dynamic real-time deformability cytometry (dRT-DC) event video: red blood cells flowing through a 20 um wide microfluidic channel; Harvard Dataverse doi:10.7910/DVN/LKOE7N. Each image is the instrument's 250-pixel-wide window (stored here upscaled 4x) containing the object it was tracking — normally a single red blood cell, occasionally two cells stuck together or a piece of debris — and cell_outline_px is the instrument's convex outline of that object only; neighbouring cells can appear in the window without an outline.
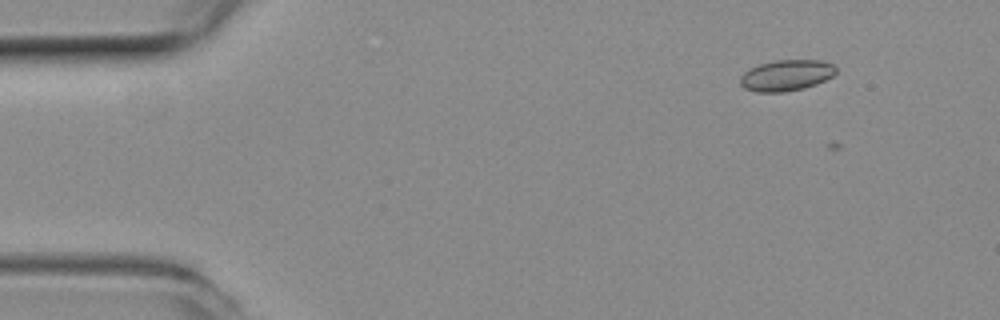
{"species": "common noctule bat (a hibernating species)", "species_latin": "Nyctalus noctula", "temperature_condition": "room temperature", "stored_images_in_passage": 6, "camera_frame_rate_fps": 3000, "um_per_image_px": 0.085, "animal": {"sex": "female", "body_mass_g": 19.3, "forearm_length_mm": 54.1}, "frame": {"image": 1, "passage_image": 3, "time_ms": 0.667, "image_size_px": [1000, 320], "cell_outline_px": [[836, 72], [832, 76], [816, 84], [804, 88], [784, 92], [756, 92], [744, 88], [740, 84], [740, 76], [748, 68], [760, 64], [776, 60], [820, 60], [832, 64], [836, 68]], "centroid_in_image_um": [66.81, 6.4], "position_along_channel_um": 18.2, "area_um2": 17.34}}